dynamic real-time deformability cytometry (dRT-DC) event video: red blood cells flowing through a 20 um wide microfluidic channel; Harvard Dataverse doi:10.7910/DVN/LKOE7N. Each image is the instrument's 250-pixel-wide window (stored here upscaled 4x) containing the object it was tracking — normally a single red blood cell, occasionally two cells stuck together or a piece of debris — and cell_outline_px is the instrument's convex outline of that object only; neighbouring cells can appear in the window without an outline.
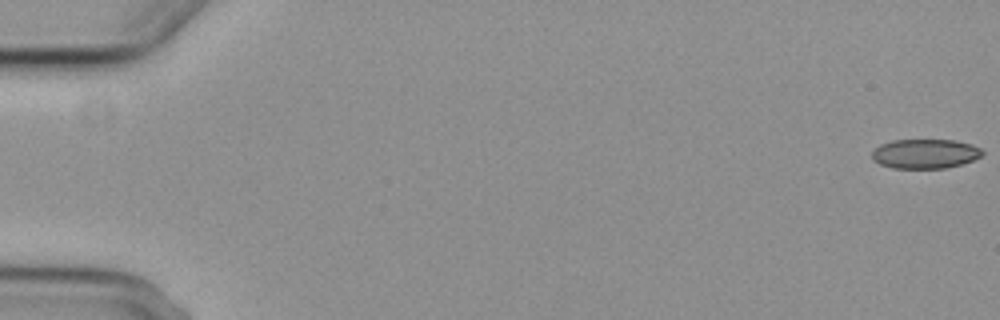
{"species": "common noctule bat (a hibernating species)", "species_latin": "Nyctalus noctula", "temperature_condition": "cold", "stored_images_in_passage": 5, "camera_frame_rate_fps": 3000, "um_per_image_px": 0.085, "animal": {"sex": "female", "body_mass_g": 29.2, "forearm_length_mm": 56.3}, "frame": {"image": 1, "passage_image": 1, "time_ms": 0.0, "image_size_px": [1000, 320], "cell_outline_px": [[984, 152], [980, 156], [972, 160], [948, 168], [892, 168], [880, 164], [872, 160], [872, 152], [880, 144], [892, 140], [952, 140], [972, 144], [980, 148]], "centroid_in_image_um": [78.61, 13.07], "position_along_channel_um": 6.4, "area_um2": 18.9}}